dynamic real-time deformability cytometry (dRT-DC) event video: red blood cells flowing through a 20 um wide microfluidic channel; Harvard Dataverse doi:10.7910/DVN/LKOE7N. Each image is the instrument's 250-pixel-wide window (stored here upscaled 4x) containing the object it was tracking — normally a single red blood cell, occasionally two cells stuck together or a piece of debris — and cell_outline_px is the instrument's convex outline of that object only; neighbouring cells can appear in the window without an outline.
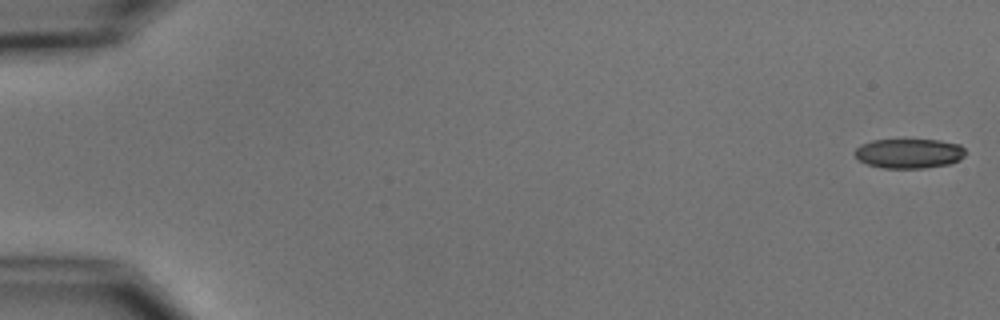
{"species": "common noctule bat (a hibernating species)", "species_latin": "Nyctalus noctula", "temperature_condition": "cold", "stored_images_in_passage": 6, "camera_frame_rate_fps": 3000, "um_per_image_px": 0.085, "animal": {"sex": "male", "body_mass_g": 15.6}, "frame": {"image": 1, "passage_image": 1, "time_ms": 0.0, "image_size_px": [1000, 320], "cell_outline_px": [[964, 156], [960, 160], [948, 164], [924, 168], [884, 168], [868, 164], [860, 160], [852, 152], [860, 144], [872, 140], [904, 136], [940, 140], [960, 144], [964, 148]], "centroid_in_image_um": [77.25, 12.97], "position_along_channel_um": 7.8, "area_um2": 20.11}}
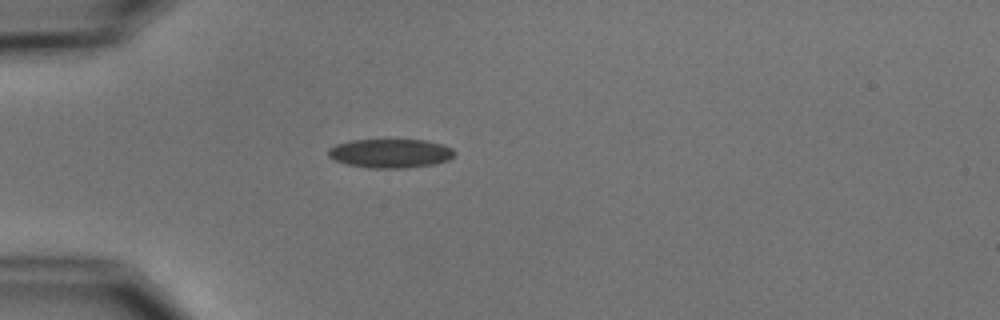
{"frame": {"image": 2, "passage_image": 5, "time_ms": 5.0, "image_size_px": [1000, 320], "cell_outline_px": [[456, 152], [448, 160], [436, 164], [408, 168], [372, 168], [348, 164], [336, 160], [328, 156], [328, 148], [336, 144], [352, 140], [424, 140], [444, 144], [452, 148]], "centroid_in_image_um": [33.21, 13.03], "position_along_channel_um": 51.8, "area_um2": 21.33}}